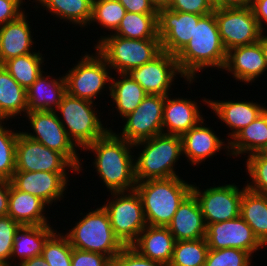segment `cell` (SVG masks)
Instances as JSON below:
<instances>
[{
	"instance_id": "1f68e13d",
	"label": "cell",
	"mask_w": 267,
	"mask_h": 266,
	"mask_svg": "<svg viewBox=\"0 0 267 266\" xmlns=\"http://www.w3.org/2000/svg\"><path fill=\"white\" fill-rule=\"evenodd\" d=\"M27 113L26 90L0 65V121Z\"/></svg>"
},
{
	"instance_id": "7402d4cb",
	"label": "cell",
	"mask_w": 267,
	"mask_h": 266,
	"mask_svg": "<svg viewBox=\"0 0 267 266\" xmlns=\"http://www.w3.org/2000/svg\"><path fill=\"white\" fill-rule=\"evenodd\" d=\"M171 96H165L162 131L164 134L182 136L204 117L195 99Z\"/></svg>"
},
{
	"instance_id": "d6a6232c",
	"label": "cell",
	"mask_w": 267,
	"mask_h": 266,
	"mask_svg": "<svg viewBox=\"0 0 267 266\" xmlns=\"http://www.w3.org/2000/svg\"><path fill=\"white\" fill-rule=\"evenodd\" d=\"M240 216L254 235L267 247V195L245 189L240 202Z\"/></svg>"
},
{
	"instance_id": "5bb4252c",
	"label": "cell",
	"mask_w": 267,
	"mask_h": 266,
	"mask_svg": "<svg viewBox=\"0 0 267 266\" xmlns=\"http://www.w3.org/2000/svg\"><path fill=\"white\" fill-rule=\"evenodd\" d=\"M15 171L78 174V169L63 154L28 138L22 131H19L16 143Z\"/></svg>"
},
{
	"instance_id": "8d00e7d4",
	"label": "cell",
	"mask_w": 267,
	"mask_h": 266,
	"mask_svg": "<svg viewBox=\"0 0 267 266\" xmlns=\"http://www.w3.org/2000/svg\"><path fill=\"white\" fill-rule=\"evenodd\" d=\"M126 12L125 7L118 0H93L89 27L91 23L93 25L96 23L113 34Z\"/></svg>"
},
{
	"instance_id": "4fadbf2b",
	"label": "cell",
	"mask_w": 267,
	"mask_h": 266,
	"mask_svg": "<svg viewBox=\"0 0 267 266\" xmlns=\"http://www.w3.org/2000/svg\"><path fill=\"white\" fill-rule=\"evenodd\" d=\"M220 38L226 51L259 40L263 31L249 8H215Z\"/></svg>"
},
{
	"instance_id": "ee69618b",
	"label": "cell",
	"mask_w": 267,
	"mask_h": 266,
	"mask_svg": "<svg viewBox=\"0 0 267 266\" xmlns=\"http://www.w3.org/2000/svg\"><path fill=\"white\" fill-rule=\"evenodd\" d=\"M112 258L90 251L73 248L71 266H109Z\"/></svg>"
},
{
	"instance_id": "4dcf8cb0",
	"label": "cell",
	"mask_w": 267,
	"mask_h": 266,
	"mask_svg": "<svg viewBox=\"0 0 267 266\" xmlns=\"http://www.w3.org/2000/svg\"><path fill=\"white\" fill-rule=\"evenodd\" d=\"M31 2L36 4L33 8L38 9L41 5V8L43 7L53 17L67 21L68 24H73V27L79 26L81 30L84 27L88 28L93 0H33Z\"/></svg>"
},
{
	"instance_id": "484cf974",
	"label": "cell",
	"mask_w": 267,
	"mask_h": 266,
	"mask_svg": "<svg viewBox=\"0 0 267 266\" xmlns=\"http://www.w3.org/2000/svg\"><path fill=\"white\" fill-rule=\"evenodd\" d=\"M175 242L168 227L147 225L131 246L145 258L168 266L173 256Z\"/></svg>"
},
{
	"instance_id": "30bf717a",
	"label": "cell",
	"mask_w": 267,
	"mask_h": 266,
	"mask_svg": "<svg viewBox=\"0 0 267 266\" xmlns=\"http://www.w3.org/2000/svg\"><path fill=\"white\" fill-rule=\"evenodd\" d=\"M22 118L28 120L30 128H32L30 130L33 131V133L26 132L22 128L25 136L63 154L78 169V174L84 170L82 169L83 158H79L78 148L68 137L55 111L27 112Z\"/></svg>"
},
{
	"instance_id": "6da1fadb",
	"label": "cell",
	"mask_w": 267,
	"mask_h": 266,
	"mask_svg": "<svg viewBox=\"0 0 267 266\" xmlns=\"http://www.w3.org/2000/svg\"><path fill=\"white\" fill-rule=\"evenodd\" d=\"M84 150L95 155L91 166L109 193L135 190L137 181L133 154L136 151L132 143L109 130Z\"/></svg>"
},
{
	"instance_id": "836d02e7",
	"label": "cell",
	"mask_w": 267,
	"mask_h": 266,
	"mask_svg": "<svg viewBox=\"0 0 267 266\" xmlns=\"http://www.w3.org/2000/svg\"><path fill=\"white\" fill-rule=\"evenodd\" d=\"M42 51L21 55L7 60L3 66L9 74L27 90L40 76L45 66Z\"/></svg>"
},
{
	"instance_id": "11a10c76",
	"label": "cell",
	"mask_w": 267,
	"mask_h": 266,
	"mask_svg": "<svg viewBox=\"0 0 267 266\" xmlns=\"http://www.w3.org/2000/svg\"><path fill=\"white\" fill-rule=\"evenodd\" d=\"M221 1L222 0H207V2L215 9L221 8Z\"/></svg>"
},
{
	"instance_id": "b9f144b4",
	"label": "cell",
	"mask_w": 267,
	"mask_h": 266,
	"mask_svg": "<svg viewBox=\"0 0 267 266\" xmlns=\"http://www.w3.org/2000/svg\"><path fill=\"white\" fill-rule=\"evenodd\" d=\"M19 227L11 217H0V266H11L13 242Z\"/></svg>"
},
{
	"instance_id": "52a82bcc",
	"label": "cell",
	"mask_w": 267,
	"mask_h": 266,
	"mask_svg": "<svg viewBox=\"0 0 267 266\" xmlns=\"http://www.w3.org/2000/svg\"><path fill=\"white\" fill-rule=\"evenodd\" d=\"M104 35L95 41L93 48L105 59L112 73H129L162 51L160 39H127L114 34Z\"/></svg>"
},
{
	"instance_id": "5b68a950",
	"label": "cell",
	"mask_w": 267,
	"mask_h": 266,
	"mask_svg": "<svg viewBox=\"0 0 267 266\" xmlns=\"http://www.w3.org/2000/svg\"><path fill=\"white\" fill-rule=\"evenodd\" d=\"M87 212H81V219L64 235L72 248L99 253L114 260L125 245L115 235L108 213L102 206Z\"/></svg>"
},
{
	"instance_id": "d4e9b609",
	"label": "cell",
	"mask_w": 267,
	"mask_h": 266,
	"mask_svg": "<svg viewBox=\"0 0 267 266\" xmlns=\"http://www.w3.org/2000/svg\"><path fill=\"white\" fill-rule=\"evenodd\" d=\"M66 93L64 74L56 78L44 71L26 90L27 112L55 111Z\"/></svg>"
},
{
	"instance_id": "2e32d148",
	"label": "cell",
	"mask_w": 267,
	"mask_h": 266,
	"mask_svg": "<svg viewBox=\"0 0 267 266\" xmlns=\"http://www.w3.org/2000/svg\"><path fill=\"white\" fill-rule=\"evenodd\" d=\"M205 238L209 249L237 248L248 252L252 257L265 248L240 215L231 220L209 224Z\"/></svg>"
},
{
	"instance_id": "83f0119b",
	"label": "cell",
	"mask_w": 267,
	"mask_h": 266,
	"mask_svg": "<svg viewBox=\"0 0 267 266\" xmlns=\"http://www.w3.org/2000/svg\"><path fill=\"white\" fill-rule=\"evenodd\" d=\"M55 231L53 225L50 224L20 225L16 230L13 242L11 266L41 255L45 242ZM16 259L18 260L16 261Z\"/></svg>"
},
{
	"instance_id": "ba28073f",
	"label": "cell",
	"mask_w": 267,
	"mask_h": 266,
	"mask_svg": "<svg viewBox=\"0 0 267 266\" xmlns=\"http://www.w3.org/2000/svg\"><path fill=\"white\" fill-rule=\"evenodd\" d=\"M76 62L64 73L69 95L95 102L99 95L110 92L112 70L97 51L91 54L85 51Z\"/></svg>"
},
{
	"instance_id": "9f6ffc18",
	"label": "cell",
	"mask_w": 267,
	"mask_h": 266,
	"mask_svg": "<svg viewBox=\"0 0 267 266\" xmlns=\"http://www.w3.org/2000/svg\"><path fill=\"white\" fill-rule=\"evenodd\" d=\"M109 266H121V265L114 259L110 262Z\"/></svg>"
},
{
	"instance_id": "ffe728a7",
	"label": "cell",
	"mask_w": 267,
	"mask_h": 266,
	"mask_svg": "<svg viewBox=\"0 0 267 266\" xmlns=\"http://www.w3.org/2000/svg\"><path fill=\"white\" fill-rule=\"evenodd\" d=\"M199 102H203V105H207L211 111L226 124V127L230 129L228 132L227 142L232 140L235 135L244 127L248 126L254 121L266 108V104H259V102L247 101H235V100H213L202 97ZM264 105V106H263ZM266 106V107H265ZM230 137V138H229Z\"/></svg>"
},
{
	"instance_id": "d6986e66",
	"label": "cell",
	"mask_w": 267,
	"mask_h": 266,
	"mask_svg": "<svg viewBox=\"0 0 267 266\" xmlns=\"http://www.w3.org/2000/svg\"><path fill=\"white\" fill-rule=\"evenodd\" d=\"M204 121L205 119H202L196 126L181 136L182 155L192 166L203 164L222 149L227 153V158L229 157V152H227L229 151V142H225L219 135H216L215 131Z\"/></svg>"
},
{
	"instance_id": "7dc6e473",
	"label": "cell",
	"mask_w": 267,
	"mask_h": 266,
	"mask_svg": "<svg viewBox=\"0 0 267 266\" xmlns=\"http://www.w3.org/2000/svg\"><path fill=\"white\" fill-rule=\"evenodd\" d=\"M127 12L139 14H158L150 0H118Z\"/></svg>"
},
{
	"instance_id": "f6af8a7d",
	"label": "cell",
	"mask_w": 267,
	"mask_h": 266,
	"mask_svg": "<svg viewBox=\"0 0 267 266\" xmlns=\"http://www.w3.org/2000/svg\"><path fill=\"white\" fill-rule=\"evenodd\" d=\"M168 9L197 15H207L214 11L207 0H172Z\"/></svg>"
},
{
	"instance_id": "44dd1931",
	"label": "cell",
	"mask_w": 267,
	"mask_h": 266,
	"mask_svg": "<svg viewBox=\"0 0 267 266\" xmlns=\"http://www.w3.org/2000/svg\"><path fill=\"white\" fill-rule=\"evenodd\" d=\"M223 70L246 85H252L261 75H265L267 66L259 41L227 51Z\"/></svg>"
},
{
	"instance_id": "f35d334b",
	"label": "cell",
	"mask_w": 267,
	"mask_h": 266,
	"mask_svg": "<svg viewBox=\"0 0 267 266\" xmlns=\"http://www.w3.org/2000/svg\"><path fill=\"white\" fill-rule=\"evenodd\" d=\"M72 250L64 232H57L56 229L45 242L41 256L49 266H71Z\"/></svg>"
},
{
	"instance_id": "bcb514c9",
	"label": "cell",
	"mask_w": 267,
	"mask_h": 266,
	"mask_svg": "<svg viewBox=\"0 0 267 266\" xmlns=\"http://www.w3.org/2000/svg\"><path fill=\"white\" fill-rule=\"evenodd\" d=\"M26 0H0V26L16 20L26 10L22 6Z\"/></svg>"
},
{
	"instance_id": "d590c367",
	"label": "cell",
	"mask_w": 267,
	"mask_h": 266,
	"mask_svg": "<svg viewBox=\"0 0 267 266\" xmlns=\"http://www.w3.org/2000/svg\"><path fill=\"white\" fill-rule=\"evenodd\" d=\"M208 251L206 238L176 241L168 266H204Z\"/></svg>"
},
{
	"instance_id": "3957f363",
	"label": "cell",
	"mask_w": 267,
	"mask_h": 266,
	"mask_svg": "<svg viewBox=\"0 0 267 266\" xmlns=\"http://www.w3.org/2000/svg\"><path fill=\"white\" fill-rule=\"evenodd\" d=\"M147 225L167 227L182 201L192 192V184L179 176L137 182Z\"/></svg>"
},
{
	"instance_id": "74e56055",
	"label": "cell",
	"mask_w": 267,
	"mask_h": 266,
	"mask_svg": "<svg viewBox=\"0 0 267 266\" xmlns=\"http://www.w3.org/2000/svg\"><path fill=\"white\" fill-rule=\"evenodd\" d=\"M5 124V125H4ZM7 122L0 121V178L11 180L15 172L16 143L19 130L8 128Z\"/></svg>"
},
{
	"instance_id": "f5cc1de1",
	"label": "cell",
	"mask_w": 267,
	"mask_h": 266,
	"mask_svg": "<svg viewBox=\"0 0 267 266\" xmlns=\"http://www.w3.org/2000/svg\"><path fill=\"white\" fill-rule=\"evenodd\" d=\"M258 41H259L260 46L262 48L264 59H265L266 66H267V33L265 30L261 32Z\"/></svg>"
},
{
	"instance_id": "f546056e",
	"label": "cell",
	"mask_w": 267,
	"mask_h": 266,
	"mask_svg": "<svg viewBox=\"0 0 267 266\" xmlns=\"http://www.w3.org/2000/svg\"><path fill=\"white\" fill-rule=\"evenodd\" d=\"M116 75L114 74L111 78V88L108 95L112 105L113 103L115 105L112 108V114L116 110L115 113H119L118 115L123 119L139 106L147 93L128 73H116Z\"/></svg>"
},
{
	"instance_id": "c3c4849f",
	"label": "cell",
	"mask_w": 267,
	"mask_h": 266,
	"mask_svg": "<svg viewBox=\"0 0 267 266\" xmlns=\"http://www.w3.org/2000/svg\"><path fill=\"white\" fill-rule=\"evenodd\" d=\"M251 9L259 27L263 31H267V0H253Z\"/></svg>"
},
{
	"instance_id": "8992f818",
	"label": "cell",
	"mask_w": 267,
	"mask_h": 266,
	"mask_svg": "<svg viewBox=\"0 0 267 266\" xmlns=\"http://www.w3.org/2000/svg\"><path fill=\"white\" fill-rule=\"evenodd\" d=\"M94 106V107H93ZM94 102L80 99L66 93L55 112L65 128L68 137L78 150L84 149L104 136L111 127L104 126ZM97 109V110H96Z\"/></svg>"
},
{
	"instance_id": "8fae6325",
	"label": "cell",
	"mask_w": 267,
	"mask_h": 266,
	"mask_svg": "<svg viewBox=\"0 0 267 266\" xmlns=\"http://www.w3.org/2000/svg\"><path fill=\"white\" fill-rule=\"evenodd\" d=\"M201 189L192 184V193L197 198L206 227L212 223L231 220L240 215V202L244 187L239 188L235 183L215 185Z\"/></svg>"
},
{
	"instance_id": "cb8c5ba5",
	"label": "cell",
	"mask_w": 267,
	"mask_h": 266,
	"mask_svg": "<svg viewBox=\"0 0 267 266\" xmlns=\"http://www.w3.org/2000/svg\"><path fill=\"white\" fill-rule=\"evenodd\" d=\"M167 227L176 241L206 237L207 227L202 210L192 192L179 205L171 223Z\"/></svg>"
},
{
	"instance_id": "9c48e42d",
	"label": "cell",
	"mask_w": 267,
	"mask_h": 266,
	"mask_svg": "<svg viewBox=\"0 0 267 266\" xmlns=\"http://www.w3.org/2000/svg\"><path fill=\"white\" fill-rule=\"evenodd\" d=\"M109 194L111 198L102 207L115 235L125 246H131L147 226L141 198L136 190Z\"/></svg>"
},
{
	"instance_id": "681fc988",
	"label": "cell",
	"mask_w": 267,
	"mask_h": 266,
	"mask_svg": "<svg viewBox=\"0 0 267 266\" xmlns=\"http://www.w3.org/2000/svg\"><path fill=\"white\" fill-rule=\"evenodd\" d=\"M10 192V181L0 178V217L8 214V202Z\"/></svg>"
},
{
	"instance_id": "603a6c76",
	"label": "cell",
	"mask_w": 267,
	"mask_h": 266,
	"mask_svg": "<svg viewBox=\"0 0 267 266\" xmlns=\"http://www.w3.org/2000/svg\"><path fill=\"white\" fill-rule=\"evenodd\" d=\"M27 14L24 12L16 20L0 26V65L9 59L36 52Z\"/></svg>"
},
{
	"instance_id": "7bdbcfd3",
	"label": "cell",
	"mask_w": 267,
	"mask_h": 266,
	"mask_svg": "<svg viewBox=\"0 0 267 266\" xmlns=\"http://www.w3.org/2000/svg\"><path fill=\"white\" fill-rule=\"evenodd\" d=\"M115 260L121 266H167L163 263L145 258L132 246H125L115 257Z\"/></svg>"
},
{
	"instance_id": "e575fe53",
	"label": "cell",
	"mask_w": 267,
	"mask_h": 266,
	"mask_svg": "<svg viewBox=\"0 0 267 266\" xmlns=\"http://www.w3.org/2000/svg\"><path fill=\"white\" fill-rule=\"evenodd\" d=\"M113 34L127 39H160L158 14L126 12Z\"/></svg>"
},
{
	"instance_id": "277c9868",
	"label": "cell",
	"mask_w": 267,
	"mask_h": 266,
	"mask_svg": "<svg viewBox=\"0 0 267 266\" xmlns=\"http://www.w3.org/2000/svg\"><path fill=\"white\" fill-rule=\"evenodd\" d=\"M133 147L139 150L137 156L134 154L137 182L180 176L175 170L180 156L183 157L181 136L162 133L139 141Z\"/></svg>"
},
{
	"instance_id": "816d5d0a",
	"label": "cell",
	"mask_w": 267,
	"mask_h": 266,
	"mask_svg": "<svg viewBox=\"0 0 267 266\" xmlns=\"http://www.w3.org/2000/svg\"><path fill=\"white\" fill-rule=\"evenodd\" d=\"M16 266H49V264L44 260V258L41 255H39V256H35L33 258L24 260L23 262H21L20 264Z\"/></svg>"
},
{
	"instance_id": "4316f807",
	"label": "cell",
	"mask_w": 267,
	"mask_h": 266,
	"mask_svg": "<svg viewBox=\"0 0 267 266\" xmlns=\"http://www.w3.org/2000/svg\"><path fill=\"white\" fill-rule=\"evenodd\" d=\"M47 207L49 208L39 197L16 189L10 182L7 216L14 221L20 225L51 224L45 210Z\"/></svg>"
},
{
	"instance_id": "ab89813d",
	"label": "cell",
	"mask_w": 267,
	"mask_h": 266,
	"mask_svg": "<svg viewBox=\"0 0 267 266\" xmlns=\"http://www.w3.org/2000/svg\"><path fill=\"white\" fill-rule=\"evenodd\" d=\"M246 175H249L246 188L252 192L267 195V152H257L245 159Z\"/></svg>"
},
{
	"instance_id": "60d3db41",
	"label": "cell",
	"mask_w": 267,
	"mask_h": 266,
	"mask_svg": "<svg viewBox=\"0 0 267 266\" xmlns=\"http://www.w3.org/2000/svg\"><path fill=\"white\" fill-rule=\"evenodd\" d=\"M252 256L241 249H209L204 266H252Z\"/></svg>"
},
{
	"instance_id": "7a4b0ae2",
	"label": "cell",
	"mask_w": 267,
	"mask_h": 266,
	"mask_svg": "<svg viewBox=\"0 0 267 266\" xmlns=\"http://www.w3.org/2000/svg\"><path fill=\"white\" fill-rule=\"evenodd\" d=\"M226 56L227 51L221 41L213 11L203 15L194 25L191 40L175 57L178 67L185 77L184 81L188 85H193L201 76L197 73L205 71L206 68H215L223 72Z\"/></svg>"
},
{
	"instance_id": "f907efd6",
	"label": "cell",
	"mask_w": 267,
	"mask_h": 266,
	"mask_svg": "<svg viewBox=\"0 0 267 266\" xmlns=\"http://www.w3.org/2000/svg\"><path fill=\"white\" fill-rule=\"evenodd\" d=\"M253 0H222L221 8H249Z\"/></svg>"
},
{
	"instance_id": "7c38bea8",
	"label": "cell",
	"mask_w": 267,
	"mask_h": 266,
	"mask_svg": "<svg viewBox=\"0 0 267 266\" xmlns=\"http://www.w3.org/2000/svg\"><path fill=\"white\" fill-rule=\"evenodd\" d=\"M164 101L165 96L147 94L139 106L122 119V131L115 133L132 144L162 134Z\"/></svg>"
},
{
	"instance_id": "db71d44e",
	"label": "cell",
	"mask_w": 267,
	"mask_h": 266,
	"mask_svg": "<svg viewBox=\"0 0 267 266\" xmlns=\"http://www.w3.org/2000/svg\"><path fill=\"white\" fill-rule=\"evenodd\" d=\"M150 1L157 11L161 9H168L172 2V0H150Z\"/></svg>"
},
{
	"instance_id": "e0dca14e",
	"label": "cell",
	"mask_w": 267,
	"mask_h": 266,
	"mask_svg": "<svg viewBox=\"0 0 267 266\" xmlns=\"http://www.w3.org/2000/svg\"><path fill=\"white\" fill-rule=\"evenodd\" d=\"M68 173L15 171L10 182L16 189L39 197L51 207L56 201L61 202L67 193L71 180Z\"/></svg>"
},
{
	"instance_id": "f1b7e54d",
	"label": "cell",
	"mask_w": 267,
	"mask_h": 266,
	"mask_svg": "<svg viewBox=\"0 0 267 266\" xmlns=\"http://www.w3.org/2000/svg\"><path fill=\"white\" fill-rule=\"evenodd\" d=\"M229 156L267 152V108L229 141Z\"/></svg>"
},
{
	"instance_id": "ac0fdd59",
	"label": "cell",
	"mask_w": 267,
	"mask_h": 266,
	"mask_svg": "<svg viewBox=\"0 0 267 266\" xmlns=\"http://www.w3.org/2000/svg\"><path fill=\"white\" fill-rule=\"evenodd\" d=\"M203 15L161 9L158 11V37L161 49L177 55L191 40L194 25Z\"/></svg>"
},
{
	"instance_id": "9a60e30c",
	"label": "cell",
	"mask_w": 267,
	"mask_h": 266,
	"mask_svg": "<svg viewBox=\"0 0 267 266\" xmlns=\"http://www.w3.org/2000/svg\"><path fill=\"white\" fill-rule=\"evenodd\" d=\"M147 94L169 95L175 85L174 80L179 76L185 78L181 73L175 55L161 51L151 61L132 69L128 73Z\"/></svg>"
}]
</instances>
